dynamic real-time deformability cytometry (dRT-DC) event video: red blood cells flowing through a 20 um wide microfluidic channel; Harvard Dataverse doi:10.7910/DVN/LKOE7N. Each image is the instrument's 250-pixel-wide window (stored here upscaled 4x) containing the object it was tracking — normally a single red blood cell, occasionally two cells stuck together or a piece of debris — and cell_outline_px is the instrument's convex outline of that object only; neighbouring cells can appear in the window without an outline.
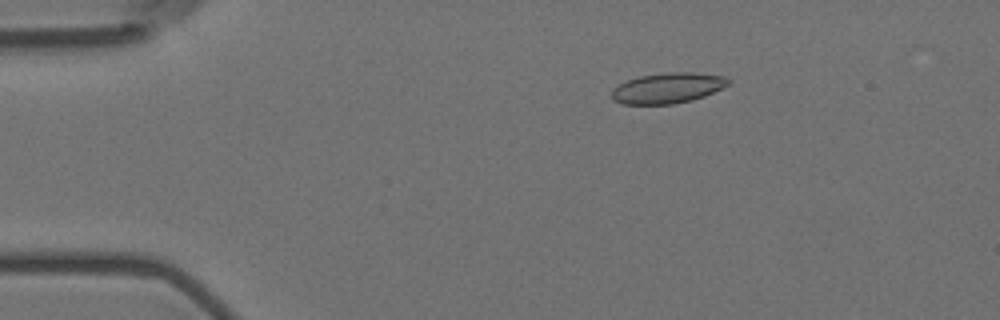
{"species": "Egyptian fruit bat (a non-hibernating species)", "species_latin": "Rousettus aegyptiacus", "temperature_condition": "room temperature", "stored_images_in_passage": 56, "camera_frame_rate_fps": 3000, "um_per_image_px": 0.085, "animal": {"sex": "female"}, "frame": {"image": 1, "passage_image": 10, "time_ms": 3.0, "image_size_px": [1000, 320], "cell_outline_px": [[728, 84], [704, 96], [692, 100], [672, 104], [620, 104], [612, 100], [612, 88], [628, 80], [640, 76], [668, 72], [692, 72], [724, 76], [728, 80]], "centroid_in_image_um": [56.7, 7.49], "position_along_channel_um": 28.3, "area_um2": 20.52}}
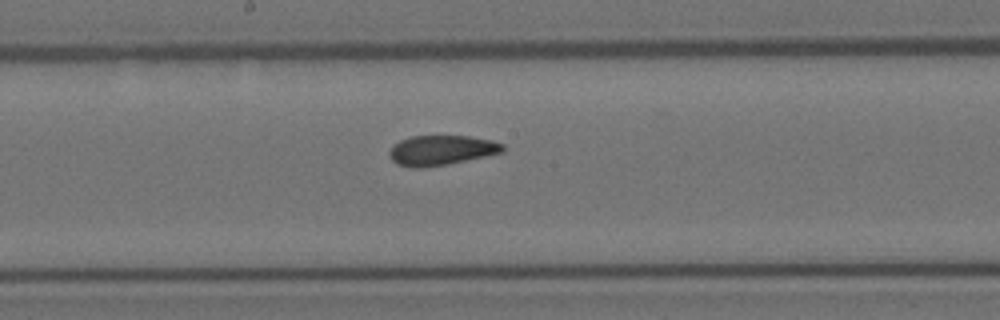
{"frame": {"image": 2, "passage_image": 30, "time_ms": 9.667, "image_size_px": [1000, 320], "cell_outline_px": [[504, 152], [448, 164], [420, 168], [412, 168], [396, 164], [388, 156], [388, 152], [392, 144], [400, 140], [412, 136], [468, 136], [492, 140], [504, 144]], "centroid_in_image_um": [37.48, 12.77], "position_along_channel_um": 210.7, "area_um2": 19.94}}
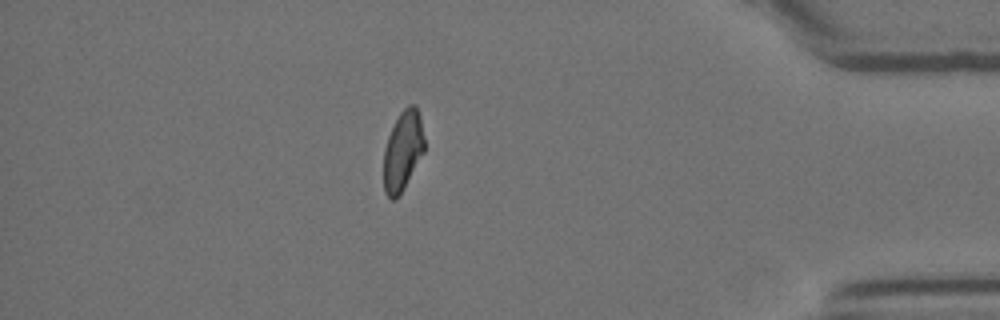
{"frame": {"image": 3, "passage_image": 49, "time_ms": 16.0, "image_size_px": [1000, 320], "cell_outline_px": [[424, 152], [404, 188], [396, 200], [392, 200], [384, 192], [384, 148], [388, 136], [400, 112], [408, 104], [416, 104], [420, 116], [424, 140]], "centroid_in_image_um": [34.24, 12.82], "position_along_channel_um": 401.0, "area_um2": 18.9}, "authors_computed_cell_mechanics": {"area_um2": 20.1144, "velocity_mm_per_s": 3.6305, "shape_relaxation_time_tau1_ms": null, "shape_relaxation_time_tau2_ms": 2.4249, "deformation_change_tau1": null, "deformation_change_tau2": 0.0788}}